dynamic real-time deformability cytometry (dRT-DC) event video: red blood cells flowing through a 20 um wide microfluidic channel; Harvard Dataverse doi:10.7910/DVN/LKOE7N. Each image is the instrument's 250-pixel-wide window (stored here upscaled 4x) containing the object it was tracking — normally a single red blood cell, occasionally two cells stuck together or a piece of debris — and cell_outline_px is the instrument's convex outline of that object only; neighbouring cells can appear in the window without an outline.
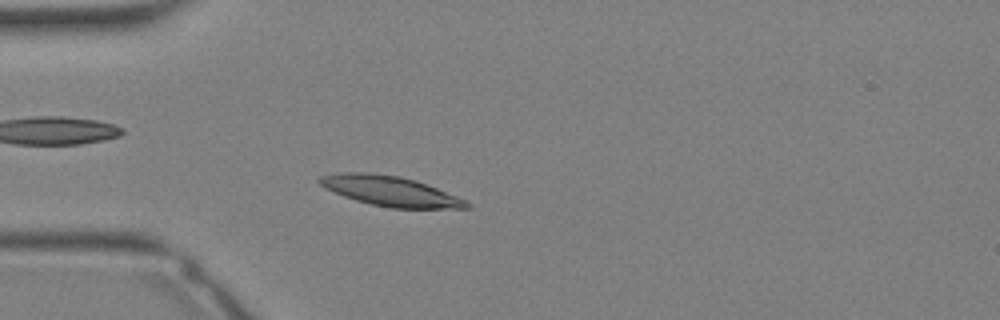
{"species": "Egyptian fruit bat (a non-hibernating species)", "species_latin": "Rousettus aegyptiacus", "temperature_condition": "warm", "stored_images_in_passage": 31, "camera_frame_rate_fps": 3000, "um_per_image_px": 0.085, "animal": {"sex": "female"}, "frame": {"image": 1, "passage_image": 7, "time_ms": 2.0, "image_size_px": [1000, 320], "cell_outline_px": [[472, 204], [468, 208], [392, 208], [372, 204], [356, 200], [344, 196], [324, 188], [316, 180], [320, 176], [336, 172], [372, 172], [400, 176], [416, 180], [468, 200]], "centroid_in_image_um": [33.16, 16.22], "position_along_channel_um": 51.8, "area_um2": 25.84}}
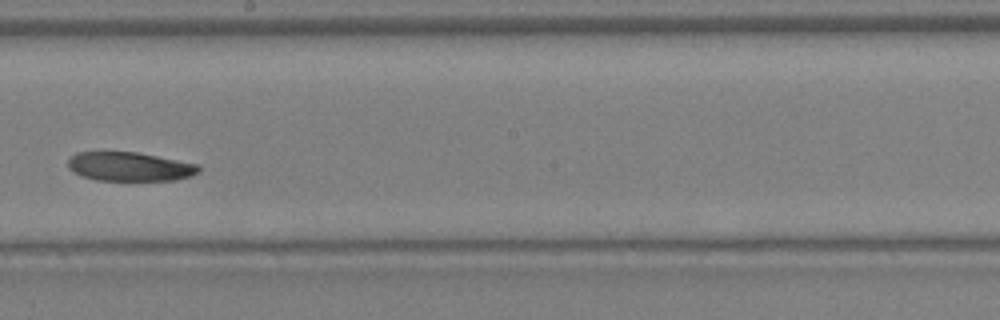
{"frame": {"image": 2, "passage_image": 17, "time_ms": 5.333, "image_size_px": [1000, 320], "cell_outline_px": [[200, 172], [192, 176], [176, 180], [96, 180], [72, 172], [68, 168], [68, 160], [76, 152], [136, 152], [200, 164]], "centroid_in_image_um": [11.06, 14.16], "position_along_channel_um": 237.1, "area_um2": 22.14}}
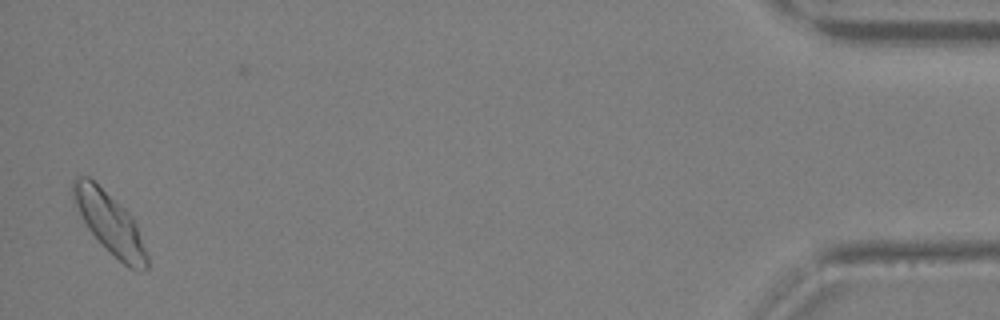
{"frame": {"image": 3, "passage_image": 31, "time_ms": 10.0, "image_size_px": [1000, 320], "cell_outline_px": [[148, 268], [140, 272], [128, 268], [88, 228], [72, 196], [72, 180], [76, 176], [88, 176], [120, 204], [132, 216], [136, 224], [148, 252]], "centroid_in_image_um": [9.38, 18.96], "position_along_channel_um": 425.8, "area_um2": 25.66}}